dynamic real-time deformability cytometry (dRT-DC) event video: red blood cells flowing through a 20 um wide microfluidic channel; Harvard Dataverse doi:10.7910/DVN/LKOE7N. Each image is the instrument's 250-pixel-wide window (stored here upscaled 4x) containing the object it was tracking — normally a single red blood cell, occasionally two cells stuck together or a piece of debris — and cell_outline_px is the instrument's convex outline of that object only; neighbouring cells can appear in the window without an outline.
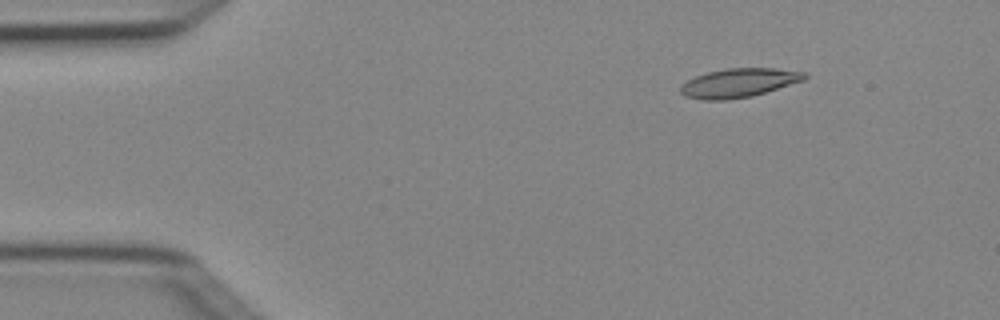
{"species": "Egyptian fruit bat (a non-hibernating species)", "species_latin": "Rousettus aegyptiacus", "temperature_condition": "cold", "stored_images_in_passage": 4, "camera_frame_rate_fps": 3000, "um_per_image_px": 0.085, "animal": {"sex": "female"}, "frame": {"image": 1, "passage_image": 2, "time_ms": 0.333, "image_size_px": [1000, 320], "cell_outline_px": [[808, 76], [804, 80], [752, 96], [724, 100], [704, 100], [684, 96], [680, 92], [680, 88], [688, 80], [696, 76], [708, 72], [728, 68], [776, 68], [808, 72]], "centroid_in_image_um": [62.83, 7.04], "position_along_channel_um": 22.2, "area_um2": 20.81}}